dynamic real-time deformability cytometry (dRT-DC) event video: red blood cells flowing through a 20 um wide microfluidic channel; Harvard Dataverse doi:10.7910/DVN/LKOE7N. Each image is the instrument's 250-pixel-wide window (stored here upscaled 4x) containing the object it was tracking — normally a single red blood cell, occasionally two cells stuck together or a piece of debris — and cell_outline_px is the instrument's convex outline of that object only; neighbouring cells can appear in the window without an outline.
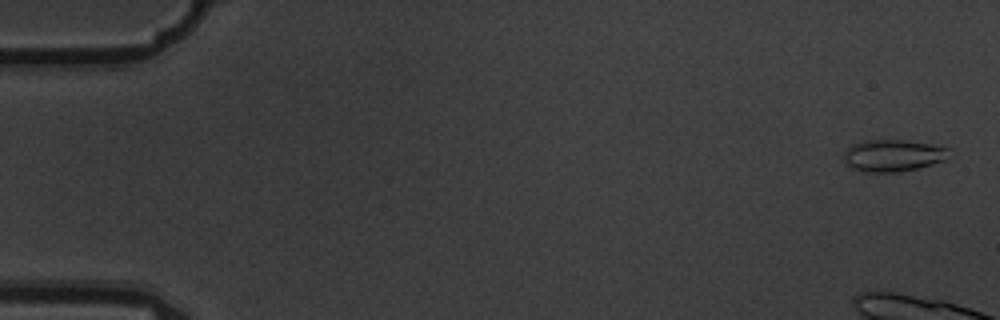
{"species": "common noctule bat (a hibernating species)", "species_latin": "Nyctalus noctula", "temperature_condition": "warm", "stored_images_in_passage": 8, "camera_frame_rate_fps": 3000, "um_per_image_px": 0.085, "animal": {"sex": "male", "body_mass_g": 19.5, "forearm_length_mm": 54.6}, "frame": {"image": 1, "passage_image": 1, "time_ms": 0.0, "image_size_px": [1000, 320], "cell_outline_px": [[952, 148], [948, 160], [916, 168], [896, 172], [864, 172], [852, 168], [840, 156], [848, 148], [860, 140], [908, 140]], "centroid_in_image_um": [75.93, 13.21], "position_along_channel_um": 9.1, "area_um2": 19.88}}
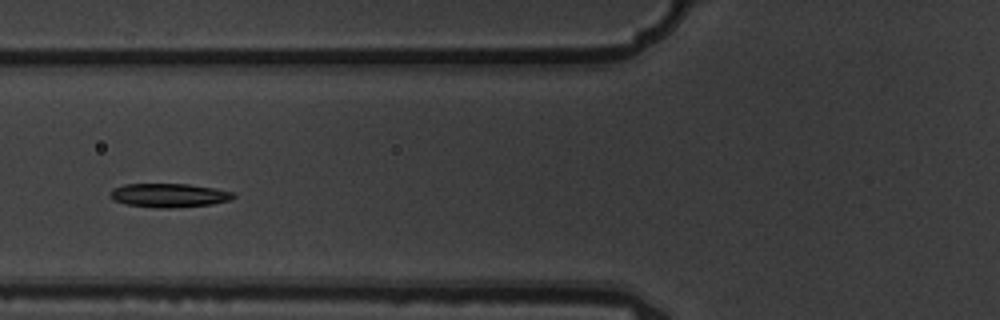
{"frame": {"image": 2, "passage_image": 8, "time_ms": 2.333, "image_size_px": [1000, 320], "cell_outline_px": [[236, 196], [232, 200], [212, 204], [176, 208], [160, 208], [128, 204], [112, 200], [108, 192], [112, 188], [124, 184], [188, 184], [212, 188], [232, 192]], "centroid_in_image_um": [14.34, 16.6], "position_along_channel_um": 111.5, "area_um2": 17.17}}